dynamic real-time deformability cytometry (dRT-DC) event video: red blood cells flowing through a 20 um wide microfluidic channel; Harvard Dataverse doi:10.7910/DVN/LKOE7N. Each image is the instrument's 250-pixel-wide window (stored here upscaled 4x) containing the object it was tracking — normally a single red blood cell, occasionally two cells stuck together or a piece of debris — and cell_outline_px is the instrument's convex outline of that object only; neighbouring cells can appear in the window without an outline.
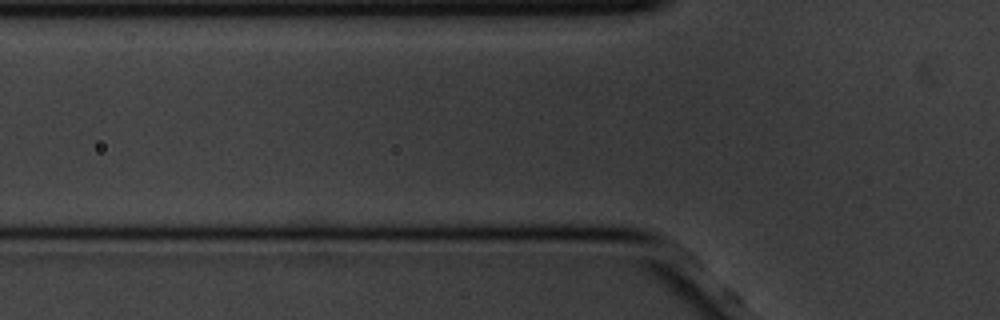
{"species": "common noctule bat (a hibernating species)", "species_latin": "Nyctalus noctula", "temperature_condition": "cold", "stored_images_in_passage": 4, "segment_of_instrument_passage": [2, 2], "camera_frame_rate_fps": 3000, "um_per_image_px": 0.085, "animal": {"sex": "male", "body_mass_g": 20.1, "forearm_length_mm": 53.5}, "frame": {"image": 1, "passage_image": 3, "time_ms": 0.667, "image_size_px": [1000, 320], "cell_outline_px": [[576, 28], [572, 32], [384, 32], [416, 12], [576, 12]], "centroid_in_image_um": [41.44, 1.89], "position_along_channel_um": 84.4, "area_um2": 25.37}}